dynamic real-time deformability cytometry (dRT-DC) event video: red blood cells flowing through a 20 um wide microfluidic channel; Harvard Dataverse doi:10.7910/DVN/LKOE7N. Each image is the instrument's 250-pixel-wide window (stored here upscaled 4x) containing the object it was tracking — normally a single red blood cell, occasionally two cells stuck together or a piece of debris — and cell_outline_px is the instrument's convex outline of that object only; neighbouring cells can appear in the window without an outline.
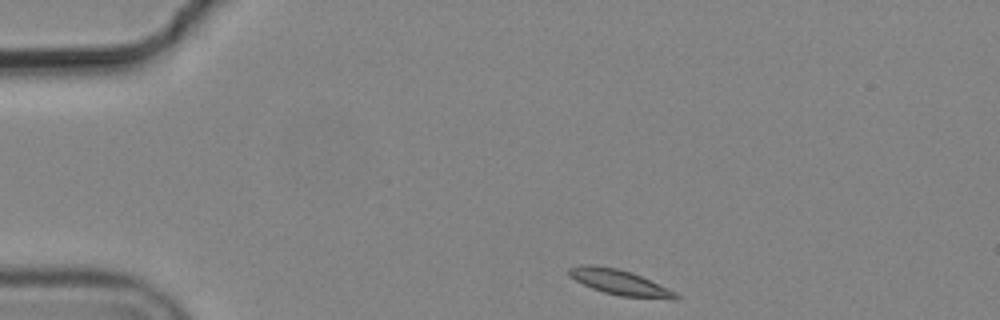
{"species": "common noctule bat (a hibernating species)", "species_latin": "Nyctalus noctula", "temperature_condition": "cold", "stored_images_in_passage": 4, "camera_frame_rate_fps": 3000, "um_per_image_px": 0.085, "animal": {"sex": "male", "body_mass_g": 19.2, "forearm_length_mm": 51.8}, "frame": {"image": 1, "passage_image": 1, "time_ms": 0.0, "image_size_px": [1000, 320], "cell_outline_px": [[680, 300], [672, 300], [620, 296], [604, 292], [592, 288], [568, 276], [568, 268], [580, 264], [592, 264], [616, 268], [632, 272], [668, 288], [676, 292], [680, 296]], "centroid_in_image_um": [52.71, 24.01], "position_along_channel_um": 32.3, "area_um2": 15.95}}
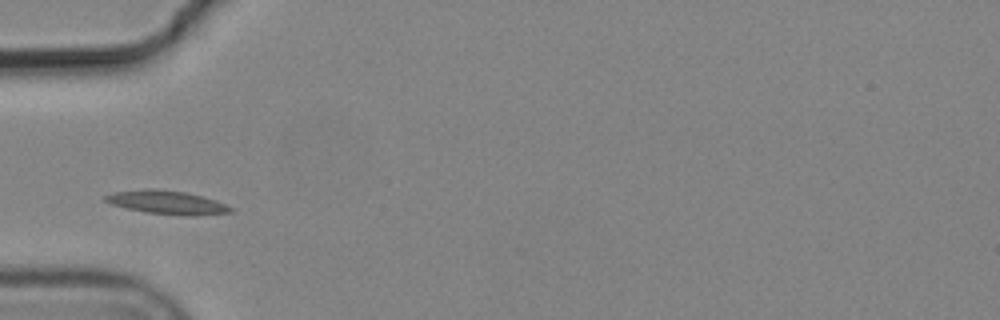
{"frame": {"image": 2, "passage_image": 3, "time_ms": 0.667, "image_size_px": [1000, 320], "cell_outline_px": [[232, 212], [192, 216], [184, 216], [148, 212], [128, 208], [112, 204], [104, 200], [104, 196], [112, 192], [148, 188], [156, 188], [184, 192], [216, 200], [232, 208]], "centroid_in_image_um": [14.17, 17.19], "position_along_channel_um": 70.8, "area_um2": 16.99}}
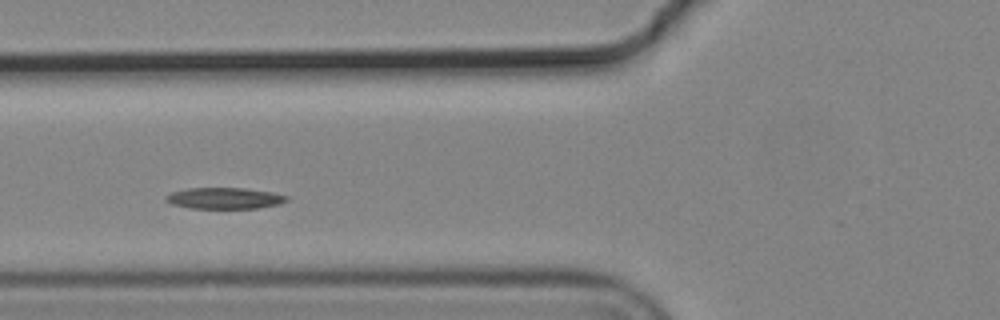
{"frame": {"image": 3, "passage_image": 4, "time_ms": 1.0, "image_size_px": [1000, 320], "cell_outline_px": [[288, 200], [276, 204], [256, 208], [188, 208], [172, 204], [164, 200], [164, 196], [172, 192], [188, 188], [244, 188], [272, 192], [288, 196]], "centroid_in_image_um": [19.03, 16.84], "position_along_channel_um": 106.8, "area_um2": 14.85}}